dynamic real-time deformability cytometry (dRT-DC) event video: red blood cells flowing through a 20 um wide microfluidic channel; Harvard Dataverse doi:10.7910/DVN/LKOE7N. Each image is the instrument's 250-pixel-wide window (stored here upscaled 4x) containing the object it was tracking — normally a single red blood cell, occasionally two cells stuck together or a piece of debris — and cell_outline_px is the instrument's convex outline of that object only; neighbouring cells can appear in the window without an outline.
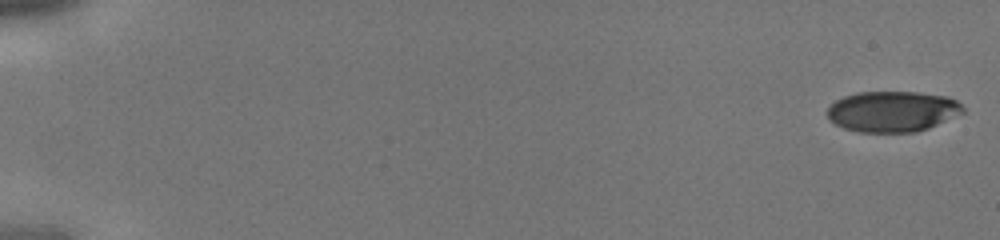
{"species": "human", "species_latin": "Homo sapiens", "temperature_condition": "cold", "stored_images_in_passage": 43, "camera_frame_rate_fps": 3000, "um_per_image_px": 0.085, "donor": {"sex": "male"}, "frame": {"image": 1, "passage_image": 1, "time_ms": 0.0, "image_size_px": [1000, 240], "cell_outline_px": [[964, 112], [928, 128], [916, 132], [860, 132], [844, 128], [828, 120], [828, 108], [836, 100], [844, 96], [856, 92], [916, 92], [948, 96], [956, 100], [964, 108]], "centroid_in_image_um": [75.85, 9.47], "position_along_channel_um": 9.1, "area_um2": 32.14}}
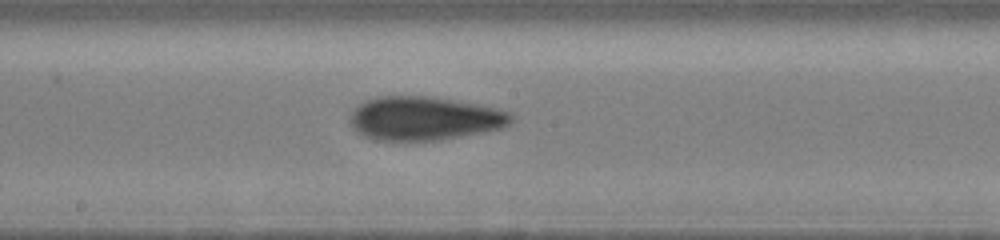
{"frame": {"image": 2, "passage_image": 25, "time_ms": 8.0, "image_size_px": [1000, 240], "cell_outline_px": [[512, 120], [504, 128], [484, 132], [440, 140], [376, 140], [364, 136], [352, 128], [348, 124], [348, 120], [352, 112], [360, 104], [376, 96], [424, 96], [452, 100], [476, 104], [508, 112], [512, 116]], "centroid_in_image_um": [36.02, 10.07], "position_along_channel_um": 212.2, "area_um2": 40.75}}
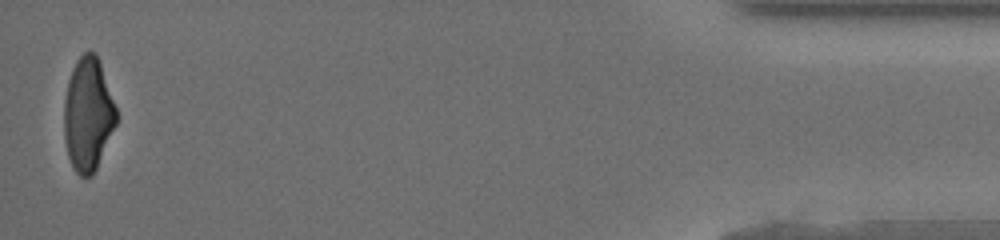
{"frame": {"image": 3, "passage_image": 43, "time_ms": 14.0, "image_size_px": [1000, 240], "cell_outline_px": [[116, 124], [96, 168], [92, 176], [80, 176], [72, 168], [68, 156], [64, 136], [64, 100], [68, 80], [72, 68], [76, 60], [84, 52], [96, 52], [100, 60], [116, 108]], "centroid_in_image_um": [7.47, 9.7], "position_along_channel_um": 427.7, "area_um2": 34.51}}